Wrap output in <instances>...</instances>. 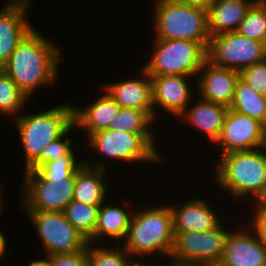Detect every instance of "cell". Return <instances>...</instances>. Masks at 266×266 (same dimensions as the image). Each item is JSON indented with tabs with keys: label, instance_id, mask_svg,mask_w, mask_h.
I'll use <instances>...</instances> for the list:
<instances>
[{
	"label": "cell",
	"instance_id": "obj_1",
	"mask_svg": "<svg viewBox=\"0 0 266 266\" xmlns=\"http://www.w3.org/2000/svg\"><path fill=\"white\" fill-rule=\"evenodd\" d=\"M216 160L209 163L210 167L214 169H211L213 171L209 173H212V176L210 175L212 179L207 178V180L209 179L208 184L209 182L210 184L212 182L216 184H213V186L211 184L210 189H212L211 187L219 189L216 192L213 191L212 194L208 190L209 196L216 193L224 201L227 197V199H231L230 205L237 202L234 206L236 205L239 211H242L241 206L244 209V206L258 204L265 197L266 146L254 150L231 152L217 156ZM218 191L219 193H217ZM222 192L224 193L223 197Z\"/></svg>",
	"mask_w": 266,
	"mask_h": 266
},
{
	"label": "cell",
	"instance_id": "obj_2",
	"mask_svg": "<svg viewBox=\"0 0 266 266\" xmlns=\"http://www.w3.org/2000/svg\"><path fill=\"white\" fill-rule=\"evenodd\" d=\"M46 37L35 27L17 45L2 70L32 101L39 89L55 87L62 74L64 53L57 41ZM61 67V68H60ZM60 70V71H59Z\"/></svg>",
	"mask_w": 266,
	"mask_h": 266
},
{
	"label": "cell",
	"instance_id": "obj_3",
	"mask_svg": "<svg viewBox=\"0 0 266 266\" xmlns=\"http://www.w3.org/2000/svg\"><path fill=\"white\" fill-rule=\"evenodd\" d=\"M159 136V134L157 137V134H134L112 129L101 130L84 139V142L87 141L85 144L83 142V145L87 148L83 151L89 152L84 155V162L90 167L107 171L111 166L109 163H113L112 167L115 168L116 162L124 166L123 168H126L124 164L134 166L135 163L136 167V164L138 166L141 162V166L143 163L144 166L145 163L152 166L165 165V153L159 151L161 147L158 148L157 144Z\"/></svg>",
	"mask_w": 266,
	"mask_h": 266
},
{
	"label": "cell",
	"instance_id": "obj_4",
	"mask_svg": "<svg viewBox=\"0 0 266 266\" xmlns=\"http://www.w3.org/2000/svg\"><path fill=\"white\" fill-rule=\"evenodd\" d=\"M157 200L156 203L150 200V205L148 201L146 207L138 201L140 205L132 213L128 234L121 245L134 260L155 258L157 262H168L174 244L173 216L169 204Z\"/></svg>",
	"mask_w": 266,
	"mask_h": 266
},
{
	"label": "cell",
	"instance_id": "obj_5",
	"mask_svg": "<svg viewBox=\"0 0 266 266\" xmlns=\"http://www.w3.org/2000/svg\"><path fill=\"white\" fill-rule=\"evenodd\" d=\"M70 102V103H69ZM44 110L28 112V107L13 122L15 135L22 147L25 171L39 156L41 151L74 125V105L68 102L55 103ZM27 111V112H26Z\"/></svg>",
	"mask_w": 266,
	"mask_h": 266
},
{
	"label": "cell",
	"instance_id": "obj_6",
	"mask_svg": "<svg viewBox=\"0 0 266 266\" xmlns=\"http://www.w3.org/2000/svg\"><path fill=\"white\" fill-rule=\"evenodd\" d=\"M153 5V39L197 41L207 50L211 38L207 9L176 0H155Z\"/></svg>",
	"mask_w": 266,
	"mask_h": 266
},
{
	"label": "cell",
	"instance_id": "obj_7",
	"mask_svg": "<svg viewBox=\"0 0 266 266\" xmlns=\"http://www.w3.org/2000/svg\"><path fill=\"white\" fill-rule=\"evenodd\" d=\"M236 212L240 219L236 217L237 220H228L230 216L227 215V218L214 229L177 233L168 262L187 266H217L223 256L230 231L243 219L241 212L236 210L235 214Z\"/></svg>",
	"mask_w": 266,
	"mask_h": 266
},
{
	"label": "cell",
	"instance_id": "obj_8",
	"mask_svg": "<svg viewBox=\"0 0 266 266\" xmlns=\"http://www.w3.org/2000/svg\"><path fill=\"white\" fill-rule=\"evenodd\" d=\"M142 68L150 77L187 76L197 78L207 59L206 49L197 41L154 39Z\"/></svg>",
	"mask_w": 266,
	"mask_h": 266
},
{
	"label": "cell",
	"instance_id": "obj_9",
	"mask_svg": "<svg viewBox=\"0 0 266 266\" xmlns=\"http://www.w3.org/2000/svg\"><path fill=\"white\" fill-rule=\"evenodd\" d=\"M19 185L21 211L63 212L73 200L76 173L70 178H42L36 171H23ZM20 204V205H19ZM21 207V208H20Z\"/></svg>",
	"mask_w": 266,
	"mask_h": 266
},
{
	"label": "cell",
	"instance_id": "obj_10",
	"mask_svg": "<svg viewBox=\"0 0 266 266\" xmlns=\"http://www.w3.org/2000/svg\"><path fill=\"white\" fill-rule=\"evenodd\" d=\"M28 223L33 225L35 234L42 246L41 255L74 253L87 250L88 239L76 230L67 220L64 212L22 211Z\"/></svg>",
	"mask_w": 266,
	"mask_h": 266
},
{
	"label": "cell",
	"instance_id": "obj_11",
	"mask_svg": "<svg viewBox=\"0 0 266 266\" xmlns=\"http://www.w3.org/2000/svg\"><path fill=\"white\" fill-rule=\"evenodd\" d=\"M206 53L212 64L240 72L266 59V44L238 31L224 32L210 38Z\"/></svg>",
	"mask_w": 266,
	"mask_h": 266
},
{
	"label": "cell",
	"instance_id": "obj_12",
	"mask_svg": "<svg viewBox=\"0 0 266 266\" xmlns=\"http://www.w3.org/2000/svg\"><path fill=\"white\" fill-rule=\"evenodd\" d=\"M201 195V198H200ZM203 194L199 193L198 196L195 197V195H193V197L191 196V198L188 196L187 200L184 199V201H182L181 199V203L180 201L178 202V200L176 199L177 203H173L171 201L172 204L169 203L170 209L172 211V216H173V231H174V236L177 233H184V232H191V231H200V232H204V231H208L211 229H214L216 227H218L224 220L222 219H226V215L228 213V215H230L231 219L235 218L232 217L234 214L233 211H235L234 207L231 209L229 208V205L226 203L223 204H218V202L216 203V201L212 200H208L210 198H205L208 197V195L203 196ZM212 203V204H211ZM216 206H214V205ZM221 209L219 211V209L217 210V207ZM224 206H227L224 208ZM227 211V213H225V211ZM227 209V210H226ZM230 209V211H229ZM224 212H222V211ZM233 210V211H232ZM232 211V214L230 213ZM225 215V216H224Z\"/></svg>",
	"mask_w": 266,
	"mask_h": 266
},
{
	"label": "cell",
	"instance_id": "obj_13",
	"mask_svg": "<svg viewBox=\"0 0 266 266\" xmlns=\"http://www.w3.org/2000/svg\"><path fill=\"white\" fill-rule=\"evenodd\" d=\"M264 146H266V126L257 119L229 108L220 135L209 148L213 147L212 152L215 151L216 157L218 154L221 156Z\"/></svg>",
	"mask_w": 266,
	"mask_h": 266
},
{
	"label": "cell",
	"instance_id": "obj_14",
	"mask_svg": "<svg viewBox=\"0 0 266 266\" xmlns=\"http://www.w3.org/2000/svg\"><path fill=\"white\" fill-rule=\"evenodd\" d=\"M150 78L155 121L157 124L163 122L161 121L163 120L162 115L165 117L164 120L166 116H169L174 118L170 122L176 121L197 95L196 78L175 75L153 76Z\"/></svg>",
	"mask_w": 266,
	"mask_h": 266
},
{
	"label": "cell",
	"instance_id": "obj_15",
	"mask_svg": "<svg viewBox=\"0 0 266 266\" xmlns=\"http://www.w3.org/2000/svg\"><path fill=\"white\" fill-rule=\"evenodd\" d=\"M32 1L35 2L8 0L0 8V67L6 64L17 45L35 28L29 18Z\"/></svg>",
	"mask_w": 266,
	"mask_h": 266
},
{
	"label": "cell",
	"instance_id": "obj_16",
	"mask_svg": "<svg viewBox=\"0 0 266 266\" xmlns=\"http://www.w3.org/2000/svg\"><path fill=\"white\" fill-rule=\"evenodd\" d=\"M217 266H266V248L243 219L230 231Z\"/></svg>",
	"mask_w": 266,
	"mask_h": 266
},
{
	"label": "cell",
	"instance_id": "obj_17",
	"mask_svg": "<svg viewBox=\"0 0 266 266\" xmlns=\"http://www.w3.org/2000/svg\"><path fill=\"white\" fill-rule=\"evenodd\" d=\"M110 195L111 196L98 209L97 225L94 235L88 240L90 243L102 244L103 242V244H105L107 242V244H121L128 234L129 224L134 211L133 207H135L137 203L133 202V200L130 202L131 197H126V199H124L125 201L121 197V199L118 200L120 203L121 201L123 202L117 204L118 200L116 198L118 195Z\"/></svg>",
	"mask_w": 266,
	"mask_h": 266
},
{
	"label": "cell",
	"instance_id": "obj_18",
	"mask_svg": "<svg viewBox=\"0 0 266 266\" xmlns=\"http://www.w3.org/2000/svg\"><path fill=\"white\" fill-rule=\"evenodd\" d=\"M133 76L121 77L118 81L99 84L121 108L146 111L154 120L152 105V83L147 72L141 67ZM127 77V78H126Z\"/></svg>",
	"mask_w": 266,
	"mask_h": 266
},
{
	"label": "cell",
	"instance_id": "obj_19",
	"mask_svg": "<svg viewBox=\"0 0 266 266\" xmlns=\"http://www.w3.org/2000/svg\"><path fill=\"white\" fill-rule=\"evenodd\" d=\"M96 89L100 92H95L100 94L95 93L96 98L90 99V102H81L79 105L73 102L74 125L78 132H82H79L80 142L91 134L109 129L121 108L101 86L98 85Z\"/></svg>",
	"mask_w": 266,
	"mask_h": 266
},
{
	"label": "cell",
	"instance_id": "obj_20",
	"mask_svg": "<svg viewBox=\"0 0 266 266\" xmlns=\"http://www.w3.org/2000/svg\"><path fill=\"white\" fill-rule=\"evenodd\" d=\"M239 77L238 71L214 65L206 59L196 78L197 95L230 108Z\"/></svg>",
	"mask_w": 266,
	"mask_h": 266
},
{
	"label": "cell",
	"instance_id": "obj_21",
	"mask_svg": "<svg viewBox=\"0 0 266 266\" xmlns=\"http://www.w3.org/2000/svg\"><path fill=\"white\" fill-rule=\"evenodd\" d=\"M228 109L227 106L206 101L196 95L177 121L181 120L183 126L186 123L185 125L193 127V130H198L199 134L196 132L195 135L202 134L199 143L203 142L202 138L207 139L210 147L209 143L212 146L220 135Z\"/></svg>",
	"mask_w": 266,
	"mask_h": 266
},
{
	"label": "cell",
	"instance_id": "obj_22",
	"mask_svg": "<svg viewBox=\"0 0 266 266\" xmlns=\"http://www.w3.org/2000/svg\"><path fill=\"white\" fill-rule=\"evenodd\" d=\"M110 174V171L84 164L76 172L73 201L101 206L110 197L111 189H115L109 184Z\"/></svg>",
	"mask_w": 266,
	"mask_h": 266
},
{
	"label": "cell",
	"instance_id": "obj_23",
	"mask_svg": "<svg viewBox=\"0 0 266 266\" xmlns=\"http://www.w3.org/2000/svg\"><path fill=\"white\" fill-rule=\"evenodd\" d=\"M257 0H215L207 8L210 36L237 31L250 7Z\"/></svg>",
	"mask_w": 266,
	"mask_h": 266
},
{
	"label": "cell",
	"instance_id": "obj_24",
	"mask_svg": "<svg viewBox=\"0 0 266 266\" xmlns=\"http://www.w3.org/2000/svg\"><path fill=\"white\" fill-rule=\"evenodd\" d=\"M230 109L257 119L266 126V96L256 93L240 77Z\"/></svg>",
	"mask_w": 266,
	"mask_h": 266
},
{
	"label": "cell",
	"instance_id": "obj_25",
	"mask_svg": "<svg viewBox=\"0 0 266 266\" xmlns=\"http://www.w3.org/2000/svg\"><path fill=\"white\" fill-rule=\"evenodd\" d=\"M31 100L3 70L0 71V117L15 120L30 106ZM10 118V119H9Z\"/></svg>",
	"mask_w": 266,
	"mask_h": 266
},
{
	"label": "cell",
	"instance_id": "obj_26",
	"mask_svg": "<svg viewBox=\"0 0 266 266\" xmlns=\"http://www.w3.org/2000/svg\"><path fill=\"white\" fill-rule=\"evenodd\" d=\"M156 123L157 122L144 110L120 108L109 129L126 131L134 134H155V131H157V129L159 130L158 127L163 126Z\"/></svg>",
	"mask_w": 266,
	"mask_h": 266
},
{
	"label": "cell",
	"instance_id": "obj_27",
	"mask_svg": "<svg viewBox=\"0 0 266 266\" xmlns=\"http://www.w3.org/2000/svg\"><path fill=\"white\" fill-rule=\"evenodd\" d=\"M133 261L121 244L88 243V266H130Z\"/></svg>",
	"mask_w": 266,
	"mask_h": 266
},
{
	"label": "cell",
	"instance_id": "obj_28",
	"mask_svg": "<svg viewBox=\"0 0 266 266\" xmlns=\"http://www.w3.org/2000/svg\"><path fill=\"white\" fill-rule=\"evenodd\" d=\"M99 207L72 200L63 212L69 223L89 240L95 233Z\"/></svg>",
	"mask_w": 266,
	"mask_h": 266
},
{
	"label": "cell",
	"instance_id": "obj_29",
	"mask_svg": "<svg viewBox=\"0 0 266 266\" xmlns=\"http://www.w3.org/2000/svg\"><path fill=\"white\" fill-rule=\"evenodd\" d=\"M82 144L83 143L81 141L80 145L77 146V148L71 154L67 155L61 160L58 159L54 161H48L40 165L35 171L42 178H63V180L70 178L85 164L83 155L84 151L80 152V150H84ZM77 151H79V153H77Z\"/></svg>",
	"mask_w": 266,
	"mask_h": 266
},
{
	"label": "cell",
	"instance_id": "obj_30",
	"mask_svg": "<svg viewBox=\"0 0 266 266\" xmlns=\"http://www.w3.org/2000/svg\"><path fill=\"white\" fill-rule=\"evenodd\" d=\"M77 132L76 126L73 125L65 134L47 145L41 151L40 156L25 171H35L40 165L48 161L61 160L71 154L77 148L76 146H79L80 144V142L77 141L79 140L78 137L80 138V135ZM75 133H77V138L73 137ZM72 138L77 140L74 141Z\"/></svg>",
	"mask_w": 266,
	"mask_h": 266
},
{
	"label": "cell",
	"instance_id": "obj_31",
	"mask_svg": "<svg viewBox=\"0 0 266 266\" xmlns=\"http://www.w3.org/2000/svg\"><path fill=\"white\" fill-rule=\"evenodd\" d=\"M237 31L245 37L266 44V0H257L250 7Z\"/></svg>",
	"mask_w": 266,
	"mask_h": 266
},
{
	"label": "cell",
	"instance_id": "obj_32",
	"mask_svg": "<svg viewBox=\"0 0 266 266\" xmlns=\"http://www.w3.org/2000/svg\"><path fill=\"white\" fill-rule=\"evenodd\" d=\"M239 74L256 93L266 96V59L244 68Z\"/></svg>",
	"mask_w": 266,
	"mask_h": 266
},
{
	"label": "cell",
	"instance_id": "obj_33",
	"mask_svg": "<svg viewBox=\"0 0 266 266\" xmlns=\"http://www.w3.org/2000/svg\"><path fill=\"white\" fill-rule=\"evenodd\" d=\"M244 208L245 209H242L244 211V213L242 211V218L256 232L257 236L260 238L264 244V247L266 248V211L258 204L250 205ZM246 210L248 211L246 212ZM246 213L248 215H246Z\"/></svg>",
	"mask_w": 266,
	"mask_h": 266
},
{
	"label": "cell",
	"instance_id": "obj_34",
	"mask_svg": "<svg viewBox=\"0 0 266 266\" xmlns=\"http://www.w3.org/2000/svg\"><path fill=\"white\" fill-rule=\"evenodd\" d=\"M50 266H88L87 250L49 255Z\"/></svg>",
	"mask_w": 266,
	"mask_h": 266
},
{
	"label": "cell",
	"instance_id": "obj_35",
	"mask_svg": "<svg viewBox=\"0 0 266 266\" xmlns=\"http://www.w3.org/2000/svg\"><path fill=\"white\" fill-rule=\"evenodd\" d=\"M7 235L5 234V232L3 233V231L0 230V263L2 262L1 260L4 261V259L7 260L6 256H8L10 249L8 247V241H11V240H8L7 239ZM8 248V249H7ZM4 258V259H3Z\"/></svg>",
	"mask_w": 266,
	"mask_h": 266
},
{
	"label": "cell",
	"instance_id": "obj_36",
	"mask_svg": "<svg viewBox=\"0 0 266 266\" xmlns=\"http://www.w3.org/2000/svg\"><path fill=\"white\" fill-rule=\"evenodd\" d=\"M180 3L188 4L193 7L207 9L215 0H176Z\"/></svg>",
	"mask_w": 266,
	"mask_h": 266
},
{
	"label": "cell",
	"instance_id": "obj_37",
	"mask_svg": "<svg viewBox=\"0 0 266 266\" xmlns=\"http://www.w3.org/2000/svg\"><path fill=\"white\" fill-rule=\"evenodd\" d=\"M44 256L43 258L40 257V254H39V257L37 259V257L34 259L35 256H33V259L32 260H29L30 262L29 263H25L27 264V266H50L49 264V256L48 255H42Z\"/></svg>",
	"mask_w": 266,
	"mask_h": 266
},
{
	"label": "cell",
	"instance_id": "obj_38",
	"mask_svg": "<svg viewBox=\"0 0 266 266\" xmlns=\"http://www.w3.org/2000/svg\"><path fill=\"white\" fill-rule=\"evenodd\" d=\"M4 187H6V186H4L0 180V215H2V216H3V213L5 211V206H6V203L4 202V200H5V196H4L5 191L4 190H6V189ZM0 218H1V216H0Z\"/></svg>",
	"mask_w": 266,
	"mask_h": 266
},
{
	"label": "cell",
	"instance_id": "obj_39",
	"mask_svg": "<svg viewBox=\"0 0 266 266\" xmlns=\"http://www.w3.org/2000/svg\"><path fill=\"white\" fill-rule=\"evenodd\" d=\"M160 263V264H158ZM163 263L157 262L156 260L152 261H142V260H134L130 266H162Z\"/></svg>",
	"mask_w": 266,
	"mask_h": 266
},
{
	"label": "cell",
	"instance_id": "obj_40",
	"mask_svg": "<svg viewBox=\"0 0 266 266\" xmlns=\"http://www.w3.org/2000/svg\"><path fill=\"white\" fill-rule=\"evenodd\" d=\"M258 205L266 211V195L265 197L258 203Z\"/></svg>",
	"mask_w": 266,
	"mask_h": 266
},
{
	"label": "cell",
	"instance_id": "obj_41",
	"mask_svg": "<svg viewBox=\"0 0 266 266\" xmlns=\"http://www.w3.org/2000/svg\"><path fill=\"white\" fill-rule=\"evenodd\" d=\"M170 266H187V265H177V264H171L170 263Z\"/></svg>",
	"mask_w": 266,
	"mask_h": 266
},
{
	"label": "cell",
	"instance_id": "obj_42",
	"mask_svg": "<svg viewBox=\"0 0 266 266\" xmlns=\"http://www.w3.org/2000/svg\"><path fill=\"white\" fill-rule=\"evenodd\" d=\"M162 266H170V263L169 262L163 263Z\"/></svg>",
	"mask_w": 266,
	"mask_h": 266
}]
</instances>
